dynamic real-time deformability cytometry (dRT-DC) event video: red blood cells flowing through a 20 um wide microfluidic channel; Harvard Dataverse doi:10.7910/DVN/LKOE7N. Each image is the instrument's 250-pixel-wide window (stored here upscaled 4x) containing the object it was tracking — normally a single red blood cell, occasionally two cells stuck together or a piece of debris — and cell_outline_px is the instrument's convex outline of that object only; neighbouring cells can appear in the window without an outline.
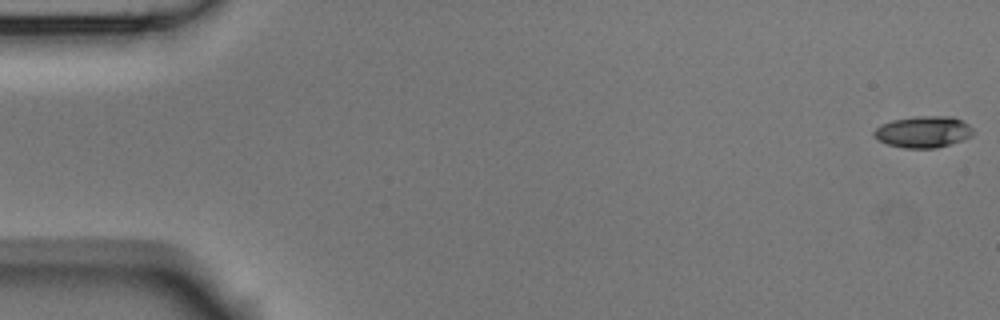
{"species": "Egyptian fruit bat (a non-hibernating species)", "species_latin": "Rousettus aegyptiacus", "temperature_condition": "room temperature", "stored_images_in_passage": 2, "segment_of_instrument_passage": [2, 2], "camera_frame_rate_fps": 3000, "um_per_image_px": 0.085, "animal": {"sex": "male"}, "frame": {"image": 1, "passage_image": 2, "time_ms": 0.333, "image_size_px": [1000, 320], "cell_outline_px": [[972, 136], [936, 148], [904, 148], [888, 144], [872, 136], [872, 132], [880, 124], [892, 120], [916, 116], [952, 116], [968, 124], [972, 128]], "centroid_in_image_um": [78.43, 11.2], "position_along_channel_um": 6.6, "area_um2": 18.09}}